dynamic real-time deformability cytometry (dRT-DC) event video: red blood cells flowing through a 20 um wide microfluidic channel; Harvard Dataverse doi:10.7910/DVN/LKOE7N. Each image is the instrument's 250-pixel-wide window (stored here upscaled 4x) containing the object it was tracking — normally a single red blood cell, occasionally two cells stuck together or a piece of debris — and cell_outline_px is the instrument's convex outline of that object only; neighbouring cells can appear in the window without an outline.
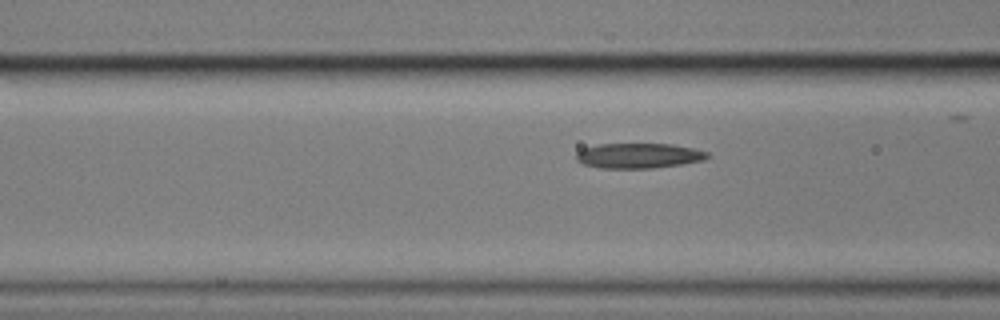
{"species": "common noctule bat (a hibernating species)", "species_latin": "Nyctalus noctula", "temperature_condition": "cold", "stored_images_in_passage": 21, "camera_frame_rate_fps": 3000, "um_per_image_px": 0.085, "animal": {"sex": "male", "body_mass_g": 17.9}, "frame": {"image": 1, "passage_image": 19, "time_ms": 6.0, "image_size_px": [1000, 320], "cell_outline_px": [[712, 156], [704, 160], [680, 164], [652, 168], [600, 168], [584, 164], [576, 160], [576, 152], [584, 148], [600, 144], [672, 144], [696, 148], [708, 152]], "centroid_in_image_um": [54.32, 13.23], "position_along_channel_um": 112.3, "area_um2": 19.25}}